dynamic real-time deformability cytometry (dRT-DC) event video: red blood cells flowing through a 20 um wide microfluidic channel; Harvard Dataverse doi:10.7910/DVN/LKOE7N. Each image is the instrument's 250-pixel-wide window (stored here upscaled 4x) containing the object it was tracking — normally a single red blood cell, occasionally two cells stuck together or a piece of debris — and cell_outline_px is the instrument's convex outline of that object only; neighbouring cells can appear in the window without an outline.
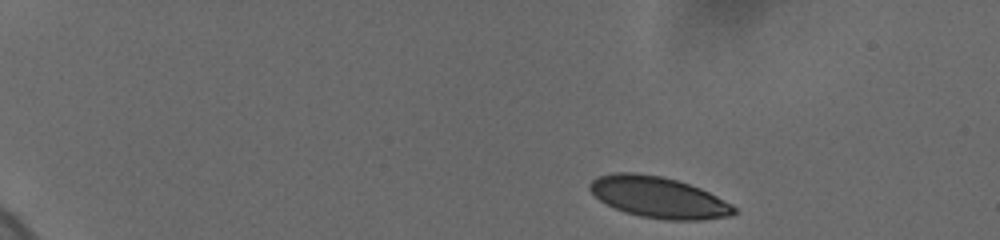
{"species": "human", "species_latin": "Homo sapiens", "temperature_condition": "cold", "stored_images_in_passage": 20, "camera_frame_rate_fps": 3000, "um_per_image_px": 0.085, "donor": {"sex": "female"}, "frame": {"image": 1, "passage_image": 1, "time_ms": 0.0, "image_size_px": [1000, 240], "cell_outline_px": [[736, 212], [732, 216], [700, 220], [668, 220], [640, 216], [624, 212], [600, 200], [588, 188], [588, 184], [596, 176], [612, 172], [636, 172], [664, 176], [700, 188], [732, 204], [736, 208]], "centroid_in_image_um": [55.96, 16.76], "position_along_channel_um": 29.0, "area_um2": 34.68}}
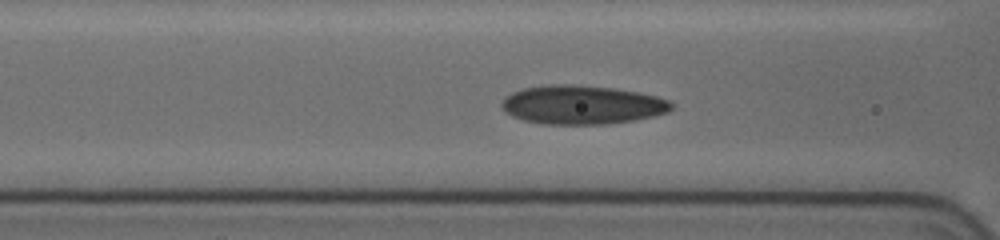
{"frame": {"image": 2, "passage_image": 13, "time_ms": 5.667, "image_size_px": [1000, 240], "cell_outline_px": [[672, 108], [668, 112], [652, 116], [632, 120], [608, 124], [540, 124], [524, 120], [512, 116], [504, 112], [500, 104], [504, 96], [512, 92], [524, 88], [548, 84], [572, 84], [612, 88], [640, 92], [656, 96], [668, 100], [672, 104]], "centroid_in_image_um": [49.42, 8.9], "position_along_channel_um": 117.2, "area_um2": 38.55}}
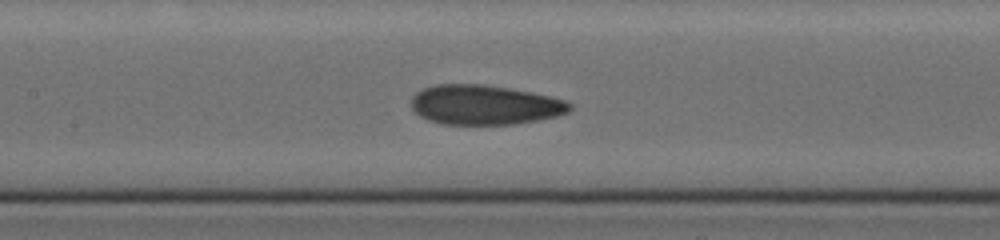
{"frame": {"image": 3, "passage_image": 16, "time_ms": 7.0, "image_size_px": [1000, 240], "cell_outline_px": [[572, 108], [568, 112], [556, 116], [516, 124], [444, 124], [428, 120], [420, 116], [412, 108], [412, 96], [416, 92], [424, 88], [436, 84], [484, 84], [508, 88], [548, 96], [564, 100], [572, 104]], "centroid_in_image_um": [41.17, 8.91], "position_along_channel_um": 166.2, "area_um2": 36.41}}